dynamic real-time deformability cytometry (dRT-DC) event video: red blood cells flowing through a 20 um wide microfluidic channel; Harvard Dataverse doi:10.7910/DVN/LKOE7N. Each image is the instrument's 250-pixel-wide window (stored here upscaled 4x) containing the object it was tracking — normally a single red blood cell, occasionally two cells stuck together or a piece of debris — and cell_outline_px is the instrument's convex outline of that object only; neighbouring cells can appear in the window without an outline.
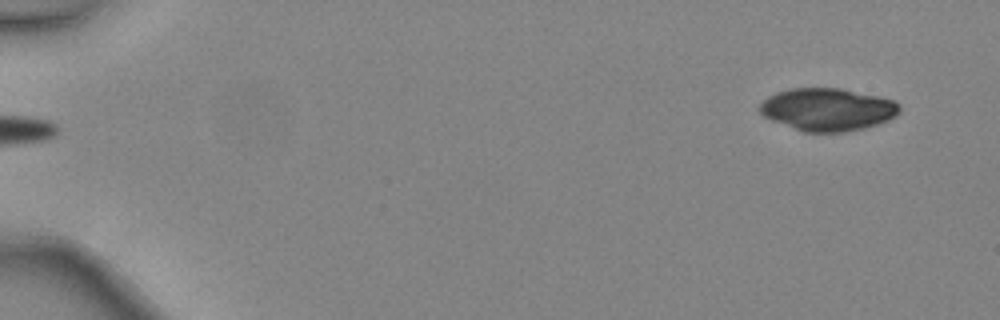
{"species": "common noctule bat (a hibernating species)", "species_latin": "Nyctalus noctula", "temperature_condition": "warm", "stored_images_in_passage": 6, "segment_of_instrument_passage": [2, 2], "camera_frame_rate_fps": 3000, "um_per_image_px": 0.085, "animal": {"sex": "female", "body_mass_g": 24.6, "forearm_length_mm": 56.2}, "frame": {"image": 1, "passage_image": 6, "time_ms": 1.667, "image_size_px": [1000, 320], "cell_outline_px": [[900, 112], [896, 116], [888, 120], [864, 128], [844, 132], [804, 132], [772, 120], [764, 116], [760, 112], [760, 104], [768, 96], [776, 92], [792, 88], [840, 88], [896, 100], [900, 104]], "centroid_in_image_um": [70.37, 9.3], "position_along_channel_um": 14.6, "area_um2": 34.68}}